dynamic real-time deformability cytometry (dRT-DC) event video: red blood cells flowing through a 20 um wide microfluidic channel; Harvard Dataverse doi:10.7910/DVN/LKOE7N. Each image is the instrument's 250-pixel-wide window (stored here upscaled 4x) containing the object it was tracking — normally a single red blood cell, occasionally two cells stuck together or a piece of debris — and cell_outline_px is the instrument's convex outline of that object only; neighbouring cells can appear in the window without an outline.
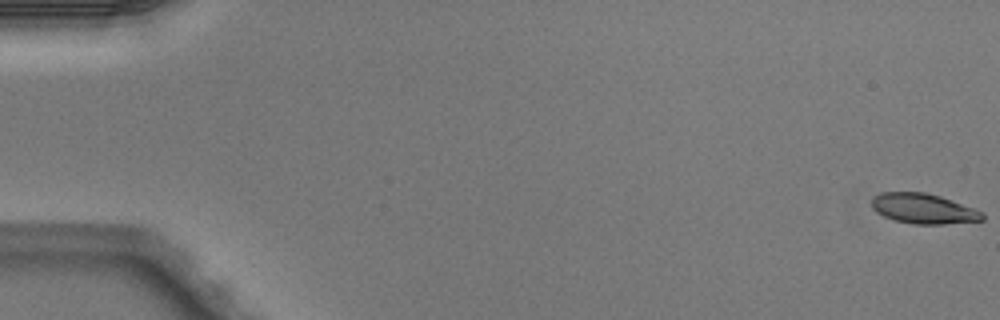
{"species": "Egyptian fruit bat (a non-hibernating species)", "species_latin": "Rousettus aegyptiacus", "temperature_condition": "warm", "stored_images_in_passage": 5, "camera_frame_rate_fps": 3000, "um_per_image_px": 0.085, "animal": {"sex": "male"}, "frame": {"image": 1, "passage_image": 1, "time_ms": 0.0, "image_size_px": [1000, 320], "cell_outline_px": [[984, 220], [944, 224], [912, 224], [896, 220], [884, 216], [876, 212], [872, 208], [872, 196], [880, 192], [924, 192], [940, 196], [984, 212]], "centroid_in_image_um": [78.48, 17.73], "position_along_channel_um": 6.5, "area_um2": 19.42}}
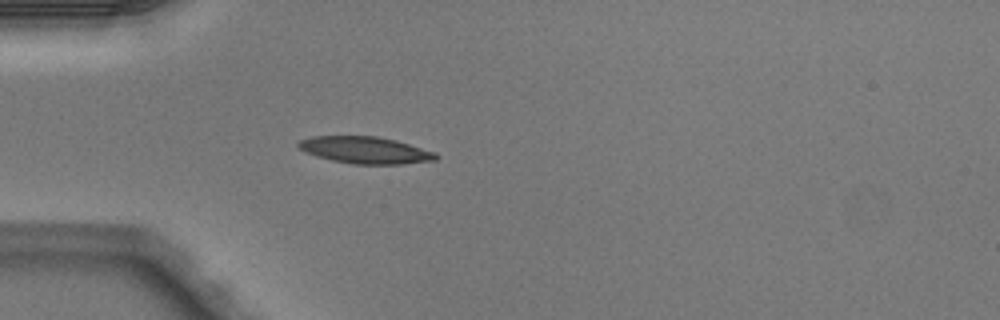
{"frame": {"image": 2, "passage_image": 5, "time_ms": 1.333, "image_size_px": [1000, 320], "cell_outline_px": [[440, 156], [436, 160], [400, 164], [352, 164], [332, 160], [316, 156], [300, 148], [296, 144], [300, 140], [312, 136], [376, 136], [396, 140], [436, 152]], "centroid_in_image_um": [31.08, 12.76], "position_along_channel_um": 53.9, "area_um2": 21.5}}